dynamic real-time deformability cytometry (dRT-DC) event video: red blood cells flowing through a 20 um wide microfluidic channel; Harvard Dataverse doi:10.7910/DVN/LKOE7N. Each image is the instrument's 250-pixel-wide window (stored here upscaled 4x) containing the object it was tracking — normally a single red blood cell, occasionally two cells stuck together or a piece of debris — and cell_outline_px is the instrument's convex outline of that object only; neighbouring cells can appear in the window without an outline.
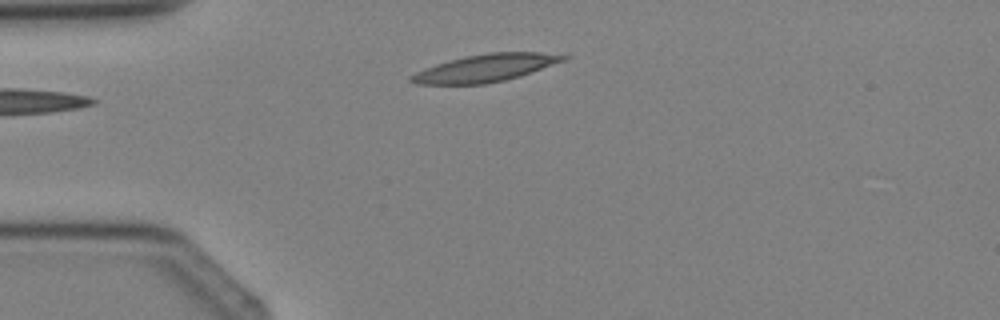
{"species": "Egyptian fruit bat (a non-hibernating species)", "species_latin": "Rousettus aegyptiacus", "temperature_condition": "cold", "stored_images_in_passage": 3, "segment_of_instrument_passage": [1, 2], "camera_frame_rate_fps": 3000, "um_per_image_px": 0.085, "animal": {"sex": "female"}, "frame": {"image": 1, "passage_image": 2, "time_ms": 1.333, "image_size_px": [1000, 320], "cell_outline_px": [[568, 56], [564, 60], [520, 76], [504, 80], [484, 84], [416, 84], [408, 80], [408, 76], [416, 72], [436, 64], [448, 60], [488, 52], [540, 52]], "centroid_in_image_um": [41.2, 5.78], "position_along_channel_um": 43.8, "area_um2": 24.04}}